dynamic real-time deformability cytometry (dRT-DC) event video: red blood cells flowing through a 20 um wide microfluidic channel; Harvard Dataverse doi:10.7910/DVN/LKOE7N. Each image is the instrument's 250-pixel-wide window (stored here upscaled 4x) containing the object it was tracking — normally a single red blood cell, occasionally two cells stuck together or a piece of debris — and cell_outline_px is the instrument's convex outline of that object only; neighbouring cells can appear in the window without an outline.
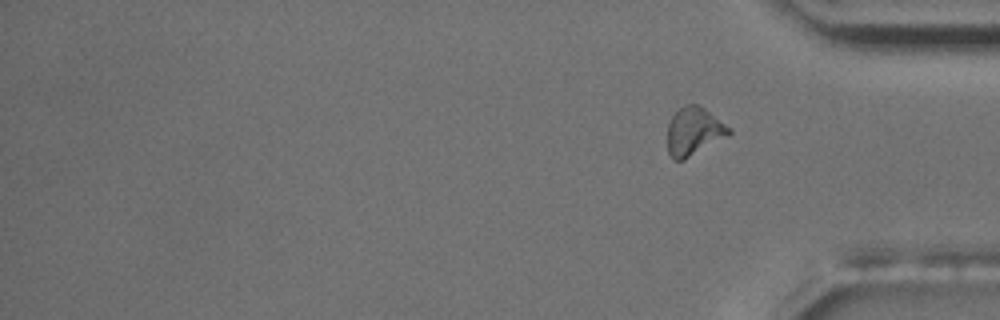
{"species": "common noctule bat (a hibernating species)", "species_latin": "Nyctalus noctula", "temperature_condition": "room temperature", "stored_images_in_passage": 16, "camera_frame_rate_fps": 3000, "um_per_image_px": 0.085, "animal": {"sex": "male", "body_mass_g": 17.5, "forearm_length_mm": 52.3}, "frame": {"image": 1, "passage_image": 16, "time_ms": 19.333, "image_size_px": [1000, 320], "cell_outline_px": [[732, 132], [728, 136], [684, 160], [672, 160], [668, 152], [668, 124], [672, 116], [684, 104], [700, 104], [732, 128]], "centroid_in_image_um": [59.0, 11.16], "position_along_channel_um": 376.2, "area_um2": 17.46}, "authors_computed_cell_mechanics": {"area_um2": 20.1433, "velocity_mm_per_s": 3.6082, "shape_relaxation_time_tau1_ms": 11.0016, "shape_relaxation_time_tau2_ms": 2.2099, "deformation_change_tau1": 0.2618, "deformation_change_tau2": 0.0801}}